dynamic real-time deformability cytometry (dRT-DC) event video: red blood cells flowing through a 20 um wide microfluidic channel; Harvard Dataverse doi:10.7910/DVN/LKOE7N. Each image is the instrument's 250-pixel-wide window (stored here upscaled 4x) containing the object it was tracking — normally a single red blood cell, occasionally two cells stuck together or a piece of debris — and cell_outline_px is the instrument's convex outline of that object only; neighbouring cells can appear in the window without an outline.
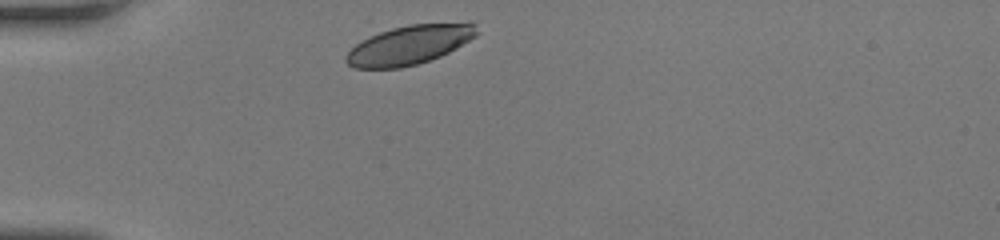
{"species": "human", "species_latin": "Homo sapiens", "temperature_condition": "room temperature", "stored_images_in_passage": 28, "camera_frame_rate_fps": 3000, "um_per_image_px": 0.085, "donor": {"sex": "female"}, "frame": {"image": 1, "passage_image": 1, "time_ms": 0.0, "image_size_px": [1000, 240], "cell_outline_px": [[480, 32], [476, 36], [456, 48], [440, 56], [416, 64], [400, 68], [352, 68], [344, 60], [344, 56], [356, 44], [380, 32], [392, 28], [408, 24], [476, 24]], "centroid_in_image_um": [34.77, 3.84], "position_along_channel_um": 50.2, "area_um2": 29.25}}
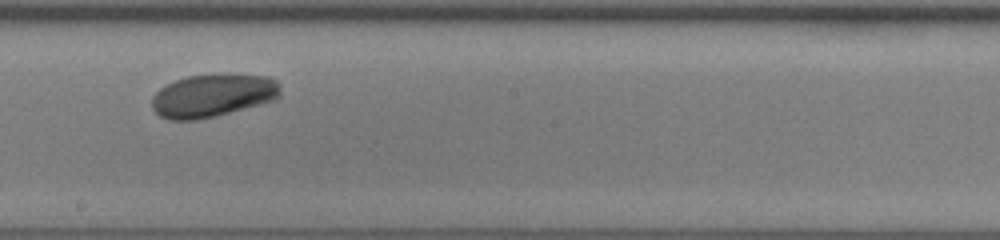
{"frame": {"image": 2, "passage_image": 16, "time_ms": 5.0, "image_size_px": [1000, 240], "cell_outline_px": [[280, 96], [276, 100], [216, 116], [196, 120], [168, 120], [160, 116], [152, 108], [152, 96], [160, 88], [176, 80], [188, 76], [212, 72], [268, 76], [276, 80], [280, 84]], "centroid_in_image_um": [18.11, 8.1], "position_along_channel_um": 230.1, "area_um2": 32.83}}
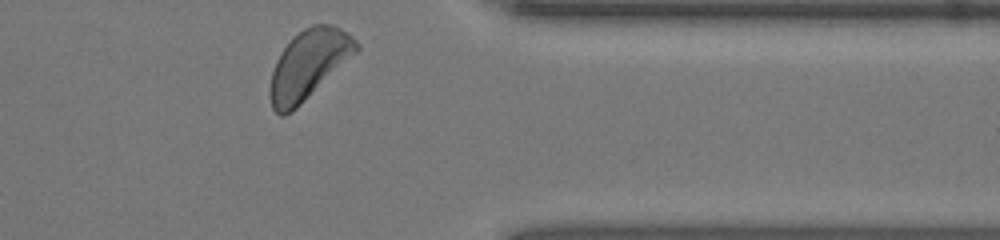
{"frame": {"image": 3, "passage_image": 28, "time_ms": 9.0, "image_size_px": [1000, 240], "cell_outline_px": [[360, 48], [356, 52], [292, 112], [284, 116], [280, 116], [272, 108], [268, 96], [268, 88], [272, 72], [276, 60], [280, 52], [304, 28], [312, 24], [332, 24], [348, 32], [360, 44]], "centroid_in_image_um": [26.2, 5.5], "position_along_channel_um": 385.2, "area_um2": 34.45}, "authors_computed_cell_mechanics": {"area_um2": 32.4258, "velocity_mm_per_s": 4.0767, "shape_relaxation_time_tau1_ms": 3.7422, "shape_relaxation_time_tau2_ms": null, "deformation_change_tau1": 0.1384, "deformation_change_tau2": null}}